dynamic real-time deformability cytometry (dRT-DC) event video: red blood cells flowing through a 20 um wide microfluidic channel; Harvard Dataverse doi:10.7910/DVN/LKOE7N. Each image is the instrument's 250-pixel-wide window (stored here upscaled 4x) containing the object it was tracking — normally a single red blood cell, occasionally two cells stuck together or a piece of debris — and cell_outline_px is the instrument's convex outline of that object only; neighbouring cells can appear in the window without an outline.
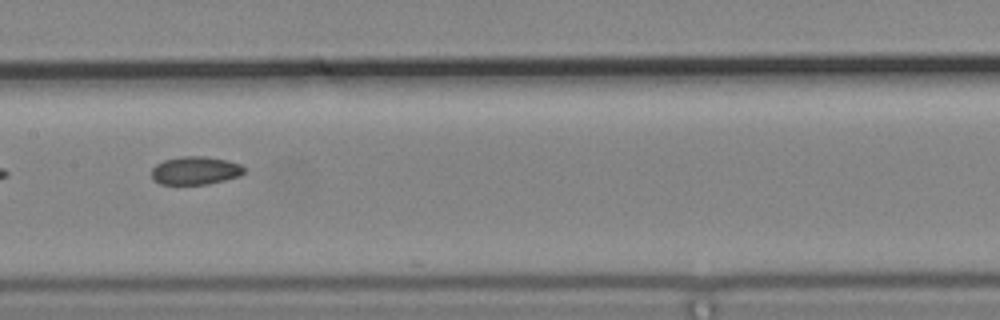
{"species": "common noctule bat (a hibernating species)", "species_latin": "Nyctalus noctula", "temperature_condition": "cold", "stored_images_in_passage": 6, "camera_frame_rate_fps": 3000, "um_per_image_px": 0.085, "animal": {"sex": "male", "body_mass_g": 19.2, "forearm_length_mm": 51.8}, "frame": {"image": 1, "passage_image": 5, "time_ms": 1.333, "image_size_px": [1000, 320], "cell_outline_px": [[244, 172], [240, 176], [208, 184], [160, 184], [152, 180], [152, 168], [156, 164], [164, 160], [180, 156], [204, 156], [228, 160], [240, 164], [244, 168]], "centroid_in_image_um": [16.59, 14.49], "position_along_channel_um": 190.8, "area_um2": 15.26}}
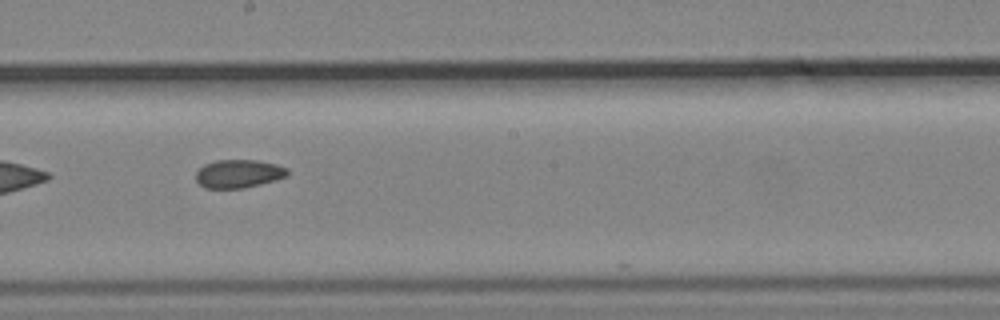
{"frame": {"image": 2, "passage_image": 6, "time_ms": 1.667, "image_size_px": [1000, 320], "cell_outline_px": [[288, 176], [276, 180], [244, 188], [204, 188], [196, 180], [196, 172], [204, 164], [216, 160], [256, 160], [276, 164], [288, 168]], "centroid_in_image_um": [20.29, 14.76], "position_along_channel_um": 227.9, "area_um2": 15.14}}